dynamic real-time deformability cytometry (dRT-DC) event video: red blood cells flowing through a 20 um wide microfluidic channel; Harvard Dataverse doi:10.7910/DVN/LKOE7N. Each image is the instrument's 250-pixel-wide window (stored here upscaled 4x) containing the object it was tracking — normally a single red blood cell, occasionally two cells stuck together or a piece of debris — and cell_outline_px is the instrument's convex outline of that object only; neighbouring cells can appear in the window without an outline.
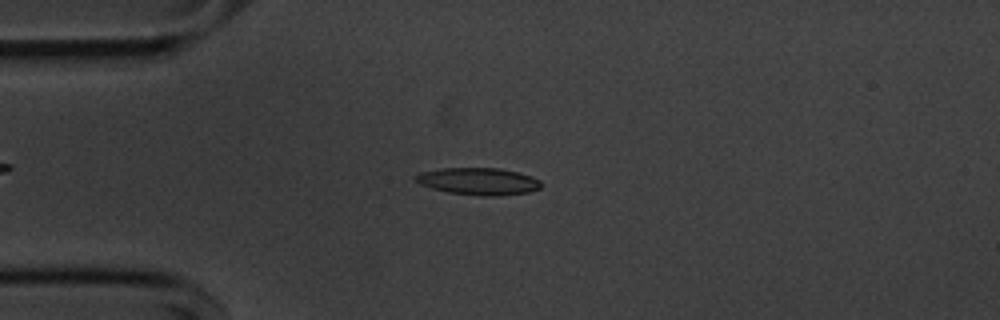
{"species": "common noctule bat (a hibernating species)", "species_latin": "Nyctalus noctula", "temperature_condition": "cold", "stored_images_in_passage": 54, "camera_frame_rate_fps": 3000, "um_per_image_px": 0.085, "animal": {"sex": "male", "body_mass_g": 20.1, "forearm_length_mm": 53.5}, "frame": {"image": 1, "passage_image": 13, "time_ms": 4.0, "image_size_px": [1000, 320], "cell_outline_px": [[540, 188], [528, 192], [496, 196], [484, 196], [448, 192], [432, 188], [420, 184], [412, 176], [420, 172], [440, 168], [500, 168], [532, 176], [540, 180]], "centroid_in_image_um": [40.64, 15.4], "position_along_channel_um": 44.4, "area_um2": 19.77}}
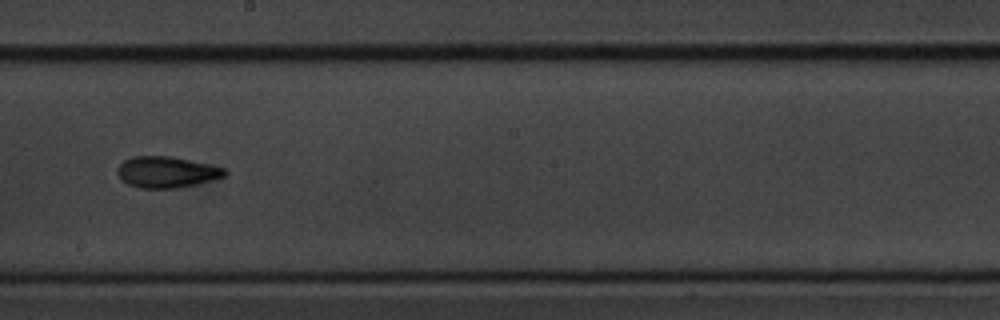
{"frame": {"image": 2, "passage_image": 30, "time_ms": 9.667, "image_size_px": [1000, 320], "cell_outline_px": [[228, 172], [224, 176], [216, 180], [176, 188], [140, 188], [128, 184], [116, 172], [120, 164], [124, 160], [132, 156], [172, 156], [208, 164], [224, 168]], "centroid_in_image_um": [14.19, 14.62], "position_along_channel_um": 234.0, "area_um2": 19.48}}
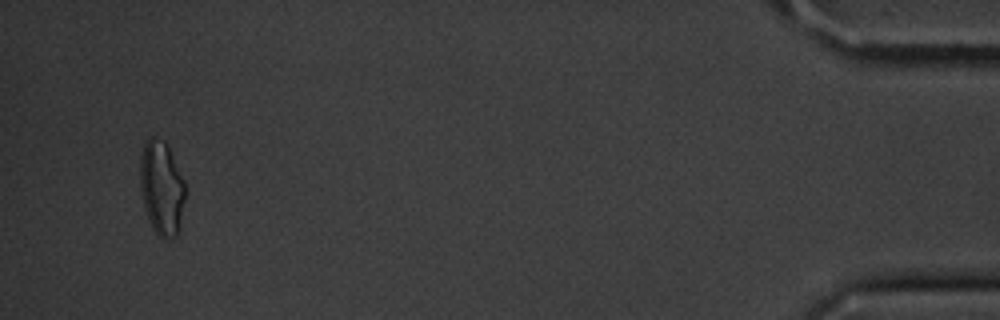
{"frame": {"image": 3, "passage_image": 52, "time_ms": 17.0, "image_size_px": [1000, 320], "cell_outline_px": [[184, 200], [180, 228], [176, 236], [164, 240], [152, 228], [148, 220], [144, 208], [140, 188], [140, 156], [144, 144], [148, 136], [152, 136], [164, 140], [184, 180]], "centroid_in_image_um": [13.71, 15.99], "position_along_channel_um": 421.5, "area_um2": 24.8}, "authors_computed_cell_mechanics": {"area_um2": 19.1029, "velocity_mm_per_s": 3.6406, "shape_relaxation_time_tau1_ms": 3.8672, "shape_relaxation_time_tau2_ms": 5.1942, "deformation_change_tau1": 0.1553, "deformation_change_tau2": 0.1205}}